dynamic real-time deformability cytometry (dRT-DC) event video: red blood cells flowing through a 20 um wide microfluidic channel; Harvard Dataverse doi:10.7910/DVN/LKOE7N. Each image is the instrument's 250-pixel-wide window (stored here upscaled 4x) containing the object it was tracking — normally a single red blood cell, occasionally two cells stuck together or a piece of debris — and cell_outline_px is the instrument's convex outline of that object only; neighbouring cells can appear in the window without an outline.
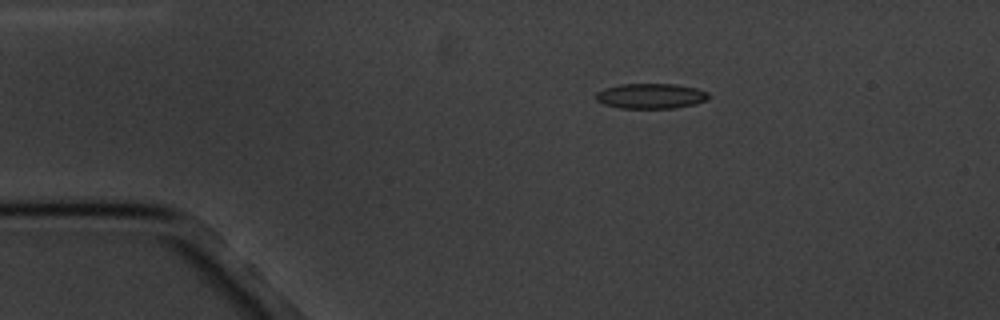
{"species": "common noctule bat (a hibernating species)", "species_latin": "Nyctalus noctula", "temperature_condition": "cold", "stored_images_in_passage": 9, "camera_frame_rate_fps": 3000, "um_per_image_px": 0.085, "animal": {"sex": "male", "body_mass_g": 20.1, "forearm_length_mm": 53.5}, "frame": {"image": 1, "passage_image": 3, "time_ms": 2.333, "image_size_px": [1000, 320], "cell_outline_px": [[708, 96], [704, 100], [696, 104], [676, 108], [620, 108], [604, 104], [596, 100], [596, 92], [604, 88], [620, 84], [676, 84], [696, 88], [708, 92]], "centroid_in_image_um": [55.3, 8.16], "position_along_channel_um": 29.7, "area_um2": 16.53}}
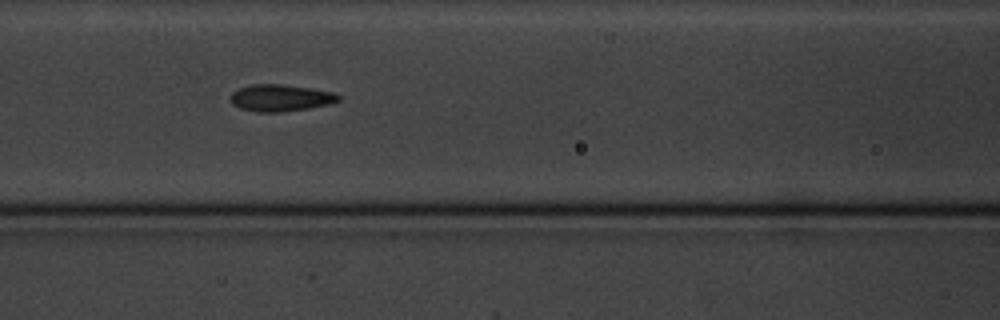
{"frame": {"image": 2, "passage_image": 7, "time_ms": 7.0, "image_size_px": [1000, 320], "cell_outline_px": [[340, 100], [332, 104], [308, 108], [280, 112], [256, 112], [240, 108], [232, 104], [232, 92], [240, 88], [252, 84], [280, 84], [312, 88], [332, 92], [340, 96]], "centroid_in_image_um": [23.87, 8.32], "position_along_channel_um": 142.7, "area_um2": 16.82}}
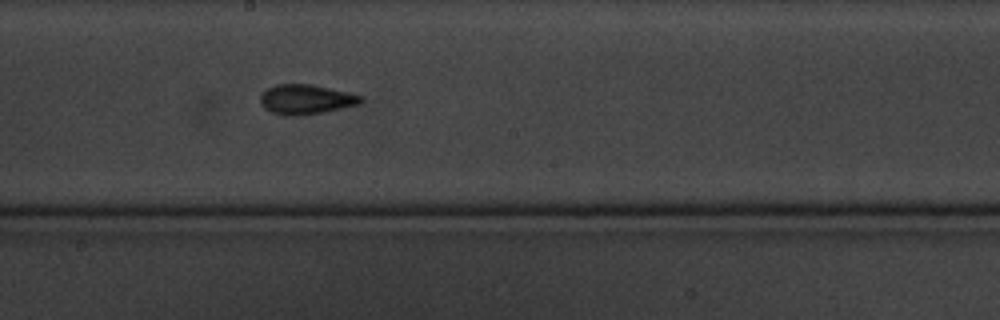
{"frame": {"image": 3, "passage_image": 9, "time_ms": 9.333, "image_size_px": [1000, 320], "cell_outline_px": [[364, 100], [360, 104], [300, 116], [284, 116], [272, 112], [264, 108], [260, 104], [260, 96], [268, 88], [276, 84], [308, 84], [348, 92], [364, 96]], "centroid_in_image_um": [25.99, 8.45], "position_along_channel_um": 222.2, "area_um2": 17.34}}